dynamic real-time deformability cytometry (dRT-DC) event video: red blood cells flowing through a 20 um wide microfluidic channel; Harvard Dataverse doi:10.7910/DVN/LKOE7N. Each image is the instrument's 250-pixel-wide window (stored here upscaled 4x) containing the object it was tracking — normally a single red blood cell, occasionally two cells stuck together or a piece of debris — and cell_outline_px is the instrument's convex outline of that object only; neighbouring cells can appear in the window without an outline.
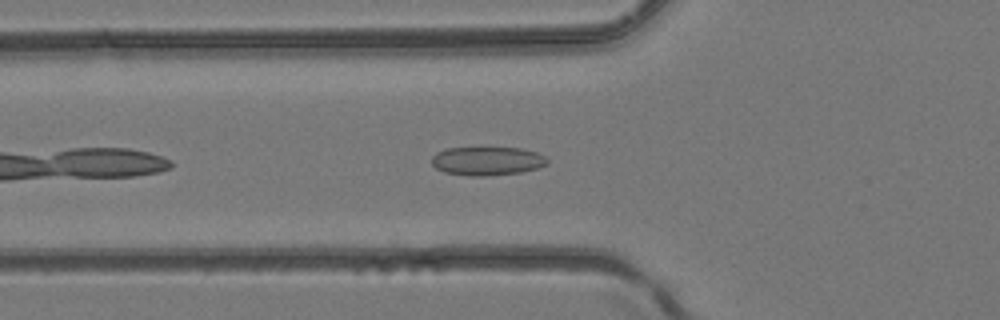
{"species": "common noctule bat (a hibernating species)", "species_latin": "Nyctalus noctula", "temperature_condition": "room temperature", "stored_images_in_passage": 8, "camera_frame_rate_fps": 3000, "um_per_image_px": 0.085, "animal": {"sex": "female", "body_mass_g": 24.6, "forearm_length_mm": 56.2}, "frame": {"image": 1, "passage_image": 4, "time_ms": 1.0, "image_size_px": [1000, 320], "cell_outline_px": [[548, 164], [536, 168], [520, 172], [484, 176], [468, 176], [444, 172], [436, 168], [432, 164], [432, 156], [436, 152], [444, 148], [520, 148], [536, 152], [544, 156], [548, 160]], "centroid_in_image_um": [41.37, 13.68], "position_along_channel_um": 84.4, "area_um2": 19.25}}